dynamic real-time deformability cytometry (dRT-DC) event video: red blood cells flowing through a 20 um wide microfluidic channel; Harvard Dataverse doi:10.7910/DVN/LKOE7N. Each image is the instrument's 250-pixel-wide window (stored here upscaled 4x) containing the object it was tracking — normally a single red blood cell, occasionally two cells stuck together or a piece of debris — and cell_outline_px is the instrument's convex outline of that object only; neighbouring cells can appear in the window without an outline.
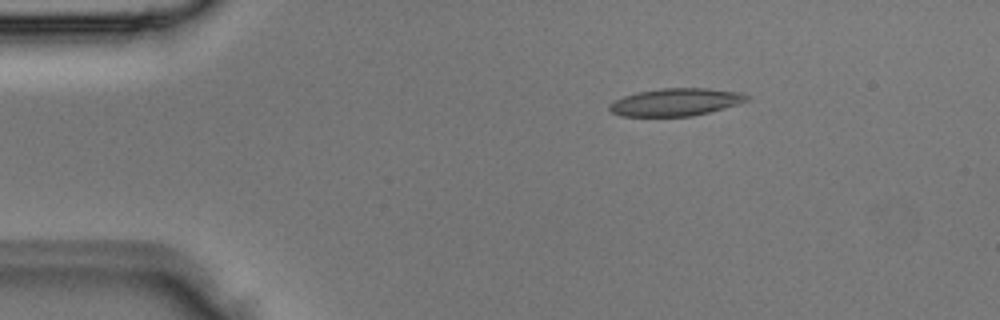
{"species": "Egyptian fruit bat (a non-hibernating species)", "species_latin": "Rousettus aegyptiacus", "temperature_condition": "room temperature", "stored_images_in_passage": 2, "camera_frame_rate_fps": 3000, "um_per_image_px": 0.085, "animal": {"sex": "male"}, "frame": {"image": 1, "passage_image": 1, "time_ms": 0.0, "image_size_px": [1000, 320], "cell_outline_px": [[748, 100], [724, 108], [692, 116], [620, 116], [612, 112], [608, 108], [608, 104], [624, 96], [636, 92], [660, 88], [708, 88], [740, 92], [748, 96]], "centroid_in_image_um": [57.4, 8.67], "position_along_channel_um": 27.6, "area_um2": 21.96}}